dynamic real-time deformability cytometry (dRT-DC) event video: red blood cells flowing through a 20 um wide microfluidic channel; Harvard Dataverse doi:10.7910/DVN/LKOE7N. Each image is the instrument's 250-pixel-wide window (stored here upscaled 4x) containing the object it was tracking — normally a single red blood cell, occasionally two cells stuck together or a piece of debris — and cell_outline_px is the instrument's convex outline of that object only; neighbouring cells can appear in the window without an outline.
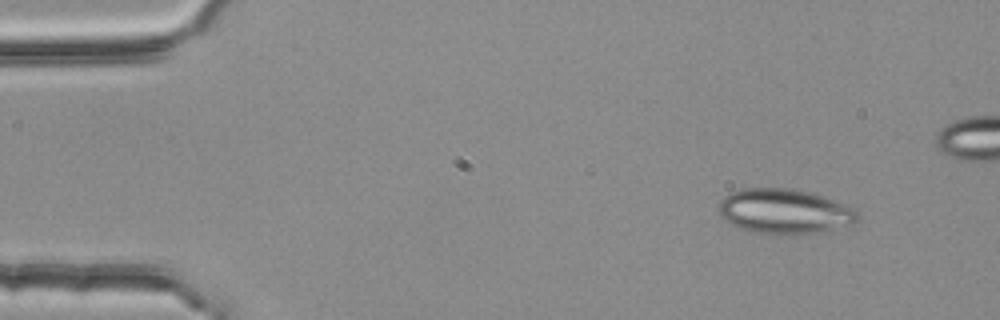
{"species": "common noctule bat (a hibernating species)", "species_latin": "Nyctalus noctula", "temperature_condition": "room temperature", "stored_images_in_passage": 4, "camera_frame_rate_fps": 3000, "um_per_image_px": 0.085, "animal": {"sex": "female", "body_mass_g": 25.1}, "frame": {"image": 1, "passage_image": 1, "time_ms": 0.0, "image_size_px": [1000, 320], "cell_outline_px": [[860, 220], [852, 224], [816, 232], [776, 236], [752, 232], [740, 228], [724, 220], [720, 216], [720, 200], [724, 196], [740, 188], [792, 188], [812, 192], [852, 208], [860, 216]], "centroid_in_image_um": [66.64, 17.97], "position_along_channel_um": 18.4, "area_um2": 36.41}}